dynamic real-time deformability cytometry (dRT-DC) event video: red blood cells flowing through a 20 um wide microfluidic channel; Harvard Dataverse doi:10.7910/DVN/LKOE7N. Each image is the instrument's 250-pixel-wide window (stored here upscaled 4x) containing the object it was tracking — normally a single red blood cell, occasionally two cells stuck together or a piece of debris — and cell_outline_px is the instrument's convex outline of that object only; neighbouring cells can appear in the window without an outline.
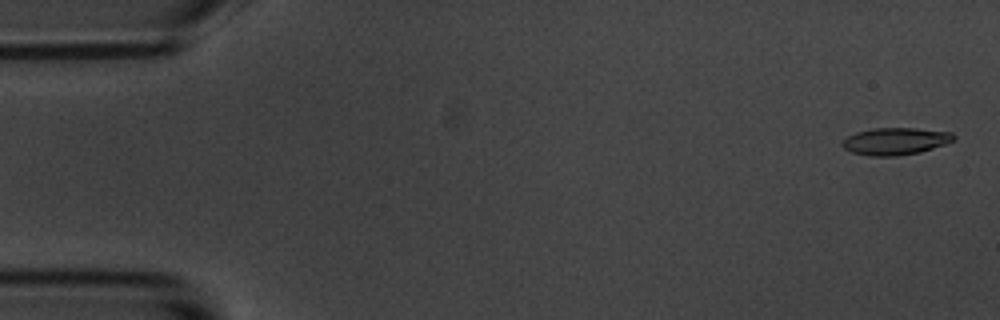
{"species": "common noctule bat (a hibernating species)", "species_latin": "Nyctalus noctula", "temperature_condition": "room temperature", "stored_images_in_passage": 5, "camera_frame_rate_fps": 3000, "um_per_image_px": 0.085, "animal": {"sex": "male", "body_mass_g": 20.1, "forearm_length_mm": 53.5}, "frame": {"image": 1, "passage_image": 1, "time_ms": 0.0, "image_size_px": [1000, 320], "cell_outline_px": [[956, 140], [920, 152], [896, 156], [872, 156], [852, 152], [844, 148], [840, 144], [840, 140], [856, 132], [872, 128], [916, 128], [952, 132], [956, 136]], "centroid_in_image_um": [76.1, 11.99], "position_along_channel_um": 8.9, "area_um2": 17.74}}